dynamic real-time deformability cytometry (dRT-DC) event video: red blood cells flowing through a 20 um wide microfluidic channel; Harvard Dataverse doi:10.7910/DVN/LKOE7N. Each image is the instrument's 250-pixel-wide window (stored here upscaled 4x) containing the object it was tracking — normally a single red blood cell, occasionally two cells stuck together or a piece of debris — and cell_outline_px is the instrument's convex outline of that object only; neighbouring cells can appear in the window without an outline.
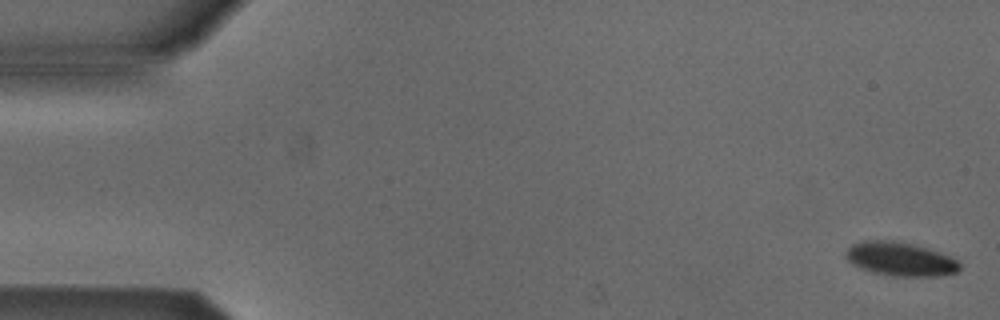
{"species": "Egyptian fruit bat (a non-hibernating species)", "species_latin": "Rousettus aegyptiacus", "temperature_condition": "cold", "stored_images_in_passage": 6, "camera_frame_rate_fps": 3000, "um_per_image_px": 0.085, "animal": {"sex": "male"}, "frame": {"image": 1, "passage_image": 1, "time_ms": 0.0, "image_size_px": [1000, 320], "cell_outline_px": [[960, 268], [956, 272], [940, 276], [892, 276], [872, 272], [860, 268], [852, 264], [844, 256], [848, 248], [852, 244], [864, 240], [892, 240], [912, 244], [928, 248], [940, 252], [956, 260], [960, 264]], "centroid_in_image_um": [76.5, 22.02], "position_along_channel_um": 8.5, "area_um2": 22.43}}
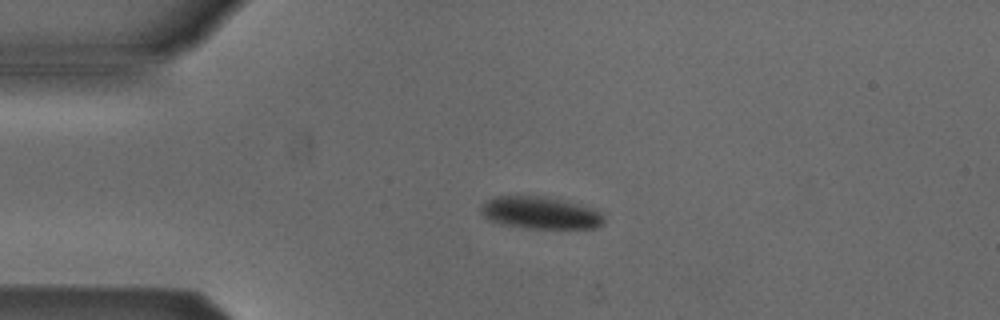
{"frame": {"image": 2, "passage_image": 4, "time_ms": 3.667, "image_size_px": [1000, 320], "cell_outline_px": [[604, 224], [596, 228], [524, 228], [500, 224], [488, 220], [480, 212], [480, 204], [492, 196], [544, 196], [592, 208], [600, 212], [604, 216]], "centroid_in_image_um": [45.87, 18.09], "position_along_channel_um": 39.1, "area_um2": 23.24}}
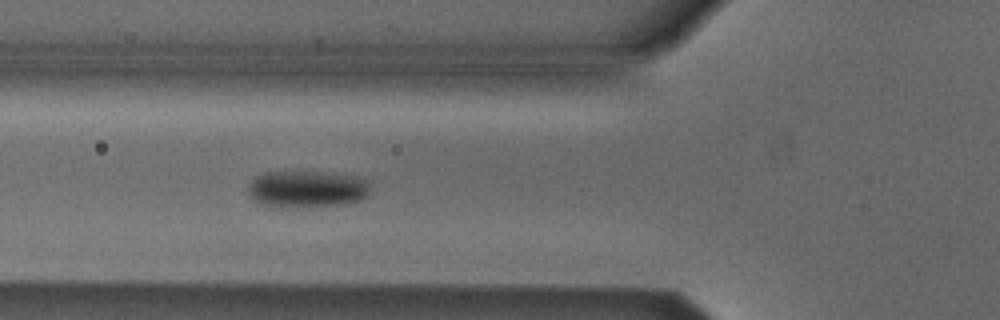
{"frame": {"image": 3, "passage_image": 6, "time_ms": 6.0, "image_size_px": [1000, 320], "cell_outline_px": [[368, 192], [360, 200], [344, 204], [260, 204], [252, 200], [248, 192], [248, 184], [256, 176], [264, 172], [320, 172], [356, 176], [368, 180]], "centroid_in_image_um": [26.07, 16.01], "position_along_channel_um": 99.7, "area_um2": 25.09}}